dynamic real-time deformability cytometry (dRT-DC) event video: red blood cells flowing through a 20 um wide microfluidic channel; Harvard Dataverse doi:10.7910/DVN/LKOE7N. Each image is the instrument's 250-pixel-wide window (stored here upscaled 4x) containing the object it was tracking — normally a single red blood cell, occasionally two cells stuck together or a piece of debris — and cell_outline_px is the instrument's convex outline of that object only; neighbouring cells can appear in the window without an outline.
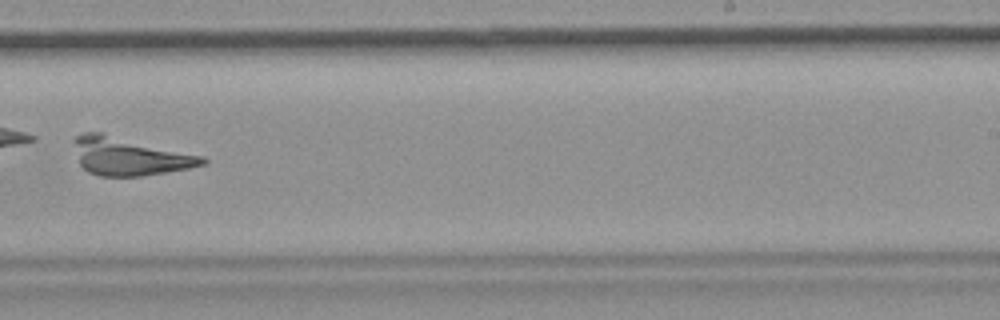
{"species": "common noctule bat (a hibernating species)", "species_latin": "Nyctalus noctula", "temperature_condition": "room temperature", "stored_images_in_passage": 6, "camera_frame_rate_fps": 3000, "um_per_image_px": 0.085, "animal": {"sex": "female", "body_mass_g": 19.9}, "frame": {"image": 1, "passage_image": 6, "time_ms": 1.667, "image_size_px": [1000, 320], "cell_outline_px": [[208, 160], [204, 164], [188, 168], [140, 176], [100, 176], [88, 172], [80, 164], [72, 140], [76, 136], [84, 132], [104, 132], [204, 156]], "centroid_in_image_um": [10.98, 13.26], "position_along_channel_um": 278.0, "area_um2": 28.55}}